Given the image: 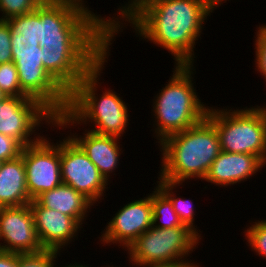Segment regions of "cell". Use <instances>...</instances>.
Instances as JSON below:
<instances>
[{
	"instance_id": "5b68a950",
	"label": "cell",
	"mask_w": 266,
	"mask_h": 267,
	"mask_svg": "<svg viewBox=\"0 0 266 267\" xmlns=\"http://www.w3.org/2000/svg\"><path fill=\"white\" fill-rule=\"evenodd\" d=\"M194 68V65H174L171 78L154 97L152 113L156 143L206 118L209 106L201 102L194 88Z\"/></svg>"
},
{
	"instance_id": "484cf974",
	"label": "cell",
	"mask_w": 266,
	"mask_h": 267,
	"mask_svg": "<svg viewBox=\"0 0 266 267\" xmlns=\"http://www.w3.org/2000/svg\"><path fill=\"white\" fill-rule=\"evenodd\" d=\"M7 21L14 33H21L22 35H36L38 23V7L31 13L12 17Z\"/></svg>"
},
{
	"instance_id": "277c9868",
	"label": "cell",
	"mask_w": 266,
	"mask_h": 267,
	"mask_svg": "<svg viewBox=\"0 0 266 267\" xmlns=\"http://www.w3.org/2000/svg\"><path fill=\"white\" fill-rule=\"evenodd\" d=\"M159 144L162 162L158 177L176 184L195 178L203 181L221 152L217 129L207 118Z\"/></svg>"
},
{
	"instance_id": "4316f807",
	"label": "cell",
	"mask_w": 266,
	"mask_h": 267,
	"mask_svg": "<svg viewBox=\"0 0 266 267\" xmlns=\"http://www.w3.org/2000/svg\"><path fill=\"white\" fill-rule=\"evenodd\" d=\"M255 37V70H257L266 82V24H259Z\"/></svg>"
},
{
	"instance_id": "d4e9b609",
	"label": "cell",
	"mask_w": 266,
	"mask_h": 267,
	"mask_svg": "<svg viewBox=\"0 0 266 267\" xmlns=\"http://www.w3.org/2000/svg\"><path fill=\"white\" fill-rule=\"evenodd\" d=\"M44 0H0V20L31 13Z\"/></svg>"
},
{
	"instance_id": "9a60e30c",
	"label": "cell",
	"mask_w": 266,
	"mask_h": 267,
	"mask_svg": "<svg viewBox=\"0 0 266 267\" xmlns=\"http://www.w3.org/2000/svg\"><path fill=\"white\" fill-rule=\"evenodd\" d=\"M264 166L266 164L258 156L221 151L203 180L216 187H229L247 181Z\"/></svg>"
},
{
	"instance_id": "ac0fdd59",
	"label": "cell",
	"mask_w": 266,
	"mask_h": 267,
	"mask_svg": "<svg viewBox=\"0 0 266 267\" xmlns=\"http://www.w3.org/2000/svg\"><path fill=\"white\" fill-rule=\"evenodd\" d=\"M36 200L45 208L56 210L75 218L83 225L94 205L73 187L61 184L56 188L45 191Z\"/></svg>"
},
{
	"instance_id": "7402d4cb",
	"label": "cell",
	"mask_w": 266,
	"mask_h": 267,
	"mask_svg": "<svg viewBox=\"0 0 266 267\" xmlns=\"http://www.w3.org/2000/svg\"><path fill=\"white\" fill-rule=\"evenodd\" d=\"M257 221V222H256ZM250 222L245 231L244 236L247 240V246L251 248V251L256 252V254L262 258L266 259V220H256Z\"/></svg>"
},
{
	"instance_id": "d6a6232c",
	"label": "cell",
	"mask_w": 266,
	"mask_h": 267,
	"mask_svg": "<svg viewBox=\"0 0 266 267\" xmlns=\"http://www.w3.org/2000/svg\"><path fill=\"white\" fill-rule=\"evenodd\" d=\"M46 1H58V2H71V3H74V4H77L79 6H81L82 8L86 9V10H89V7L86 5V2L83 1V0H46ZM85 2V3H84ZM87 6V7H86Z\"/></svg>"
},
{
	"instance_id": "9c48e42d",
	"label": "cell",
	"mask_w": 266,
	"mask_h": 267,
	"mask_svg": "<svg viewBox=\"0 0 266 267\" xmlns=\"http://www.w3.org/2000/svg\"><path fill=\"white\" fill-rule=\"evenodd\" d=\"M43 121L50 126L55 123V116L36 99L8 96L0 102V133L15 138L24 147L43 136L35 132L43 126Z\"/></svg>"
},
{
	"instance_id": "1f68e13d",
	"label": "cell",
	"mask_w": 266,
	"mask_h": 267,
	"mask_svg": "<svg viewBox=\"0 0 266 267\" xmlns=\"http://www.w3.org/2000/svg\"><path fill=\"white\" fill-rule=\"evenodd\" d=\"M193 260H188L183 263L174 264V265H164V266H157V267H201L198 263H195Z\"/></svg>"
},
{
	"instance_id": "cb8c5ba5",
	"label": "cell",
	"mask_w": 266,
	"mask_h": 267,
	"mask_svg": "<svg viewBox=\"0 0 266 267\" xmlns=\"http://www.w3.org/2000/svg\"><path fill=\"white\" fill-rule=\"evenodd\" d=\"M61 251L44 249L37 253H18V267H57L55 259Z\"/></svg>"
},
{
	"instance_id": "836d02e7",
	"label": "cell",
	"mask_w": 266,
	"mask_h": 267,
	"mask_svg": "<svg viewBox=\"0 0 266 267\" xmlns=\"http://www.w3.org/2000/svg\"><path fill=\"white\" fill-rule=\"evenodd\" d=\"M75 264V265H74ZM74 264H72V263H70L69 265H68V263L65 265V266H62V265H60L61 267H89V266H87V265H85L84 264V266H83V264H78V263H74Z\"/></svg>"
},
{
	"instance_id": "e575fe53",
	"label": "cell",
	"mask_w": 266,
	"mask_h": 267,
	"mask_svg": "<svg viewBox=\"0 0 266 267\" xmlns=\"http://www.w3.org/2000/svg\"><path fill=\"white\" fill-rule=\"evenodd\" d=\"M8 95L0 89V102L3 101Z\"/></svg>"
},
{
	"instance_id": "52a82bcc",
	"label": "cell",
	"mask_w": 266,
	"mask_h": 267,
	"mask_svg": "<svg viewBox=\"0 0 266 267\" xmlns=\"http://www.w3.org/2000/svg\"><path fill=\"white\" fill-rule=\"evenodd\" d=\"M201 240L188 227L155 228L151 226L125 251L135 267H157L188 261ZM187 257V260H186Z\"/></svg>"
},
{
	"instance_id": "7c38bea8",
	"label": "cell",
	"mask_w": 266,
	"mask_h": 267,
	"mask_svg": "<svg viewBox=\"0 0 266 267\" xmlns=\"http://www.w3.org/2000/svg\"><path fill=\"white\" fill-rule=\"evenodd\" d=\"M151 193L143 199L127 203L107 222L99 240L110 246L115 244L126 250L140 235L152 226Z\"/></svg>"
},
{
	"instance_id": "f546056e",
	"label": "cell",
	"mask_w": 266,
	"mask_h": 267,
	"mask_svg": "<svg viewBox=\"0 0 266 267\" xmlns=\"http://www.w3.org/2000/svg\"><path fill=\"white\" fill-rule=\"evenodd\" d=\"M12 29L7 20H0V64L13 62L11 51Z\"/></svg>"
},
{
	"instance_id": "ba28073f",
	"label": "cell",
	"mask_w": 266,
	"mask_h": 267,
	"mask_svg": "<svg viewBox=\"0 0 266 267\" xmlns=\"http://www.w3.org/2000/svg\"><path fill=\"white\" fill-rule=\"evenodd\" d=\"M18 71L21 90L30 98L38 100L55 117L66 112L68 93L44 69L40 52L12 53Z\"/></svg>"
},
{
	"instance_id": "e0dca14e",
	"label": "cell",
	"mask_w": 266,
	"mask_h": 267,
	"mask_svg": "<svg viewBox=\"0 0 266 267\" xmlns=\"http://www.w3.org/2000/svg\"><path fill=\"white\" fill-rule=\"evenodd\" d=\"M31 201L23 157L4 161L0 168V207L22 206Z\"/></svg>"
},
{
	"instance_id": "ffe728a7",
	"label": "cell",
	"mask_w": 266,
	"mask_h": 267,
	"mask_svg": "<svg viewBox=\"0 0 266 267\" xmlns=\"http://www.w3.org/2000/svg\"><path fill=\"white\" fill-rule=\"evenodd\" d=\"M159 181H157V187L170 199L173 205L174 211L179 216L180 221L183 225L187 226L190 230H192L200 239L201 234L200 230L195 226L194 220L196 215L194 212L195 207H193V202L189 199H186L182 196H176L175 190L176 187H179L182 184L171 183L165 180H162L158 177ZM174 190V191H173ZM182 197V198H181ZM196 227V228H195ZM198 229V230H197Z\"/></svg>"
},
{
	"instance_id": "4fadbf2b",
	"label": "cell",
	"mask_w": 266,
	"mask_h": 267,
	"mask_svg": "<svg viewBox=\"0 0 266 267\" xmlns=\"http://www.w3.org/2000/svg\"><path fill=\"white\" fill-rule=\"evenodd\" d=\"M0 250L37 253L44 248L38 238L30 204L0 207Z\"/></svg>"
},
{
	"instance_id": "2e32d148",
	"label": "cell",
	"mask_w": 266,
	"mask_h": 267,
	"mask_svg": "<svg viewBox=\"0 0 266 267\" xmlns=\"http://www.w3.org/2000/svg\"><path fill=\"white\" fill-rule=\"evenodd\" d=\"M69 136L86 153L105 180L110 182L109 180L112 178L110 175L120 165V156L123 154V148L120 147V142H118L120 138L99 135L90 131L89 128L85 130L83 136L79 134L75 135L74 133H69Z\"/></svg>"
},
{
	"instance_id": "6da1fadb",
	"label": "cell",
	"mask_w": 266,
	"mask_h": 267,
	"mask_svg": "<svg viewBox=\"0 0 266 267\" xmlns=\"http://www.w3.org/2000/svg\"><path fill=\"white\" fill-rule=\"evenodd\" d=\"M102 22L103 16L71 2L44 0L38 6L42 64L67 93L111 51Z\"/></svg>"
},
{
	"instance_id": "3957f363",
	"label": "cell",
	"mask_w": 266,
	"mask_h": 267,
	"mask_svg": "<svg viewBox=\"0 0 266 267\" xmlns=\"http://www.w3.org/2000/svg\"><path fill=\"white\" fill-rule=\"evenodd\" d=\"M110 55L109 53L68 93L66 112L57 115L55 123L51 127L62 130L64 128L69 129L72 125L74 128L79 124H85L84 126L93 124V129L90 131L99 135L115 136L122 139L121 137L129 124L128 105L122 97L118 96L116 91L114 92L110 88L102 91L103 93L99 96L97 94V89L101 86L99 80L105 68L106 59Z\"/></svg>"
},
{
	"instance_id": "603a6c76",
	"label": "cell",
	"mask_w": 266,
	"mask_h": 267,
	"mask_svg": "<svg viewBox=\"0 0 266 267\" xmlns=\"http://www.w3.org/2000/svg\"><path fill=\"white\" fill-rule=\"evenodd\" d=\"M0 89L8 96H27L21 90L14 62L0 64Z\"/></svg>"
},
{
	"instance_id": "5bb4252c",
	"label": "cell",
	"mask_w": 266,
	"mask_h": 267,
	"mask_svg": "<svg viewBox=\"0 0 266 267\" xmlns=\"http://www.w3.org/2000/svg\"><path fill=\"white\" fill-rule=\"evenodd\" d=\"M34 225L44 249H61L72 243L83 227L75 218L43 207L36 199L30 203Z\"/></svg>"
},
{
	"instance_id": "44dd1931",
	"label": "cell",
	"mask_w": 266,
	"mask_h": 267,
	"mask_svg": "<svg viewBox=\"0 0 266 267\" xmlns=\"http://www.w3.org/2000/svg\"><path fill=\"white\" fill-rule=\"evenodd\" d=\"M151 193L153 208L152 226L155 228L187 227L182 224L179 216L173 209L170 199L156 186Z\"/></svg>"
},
{
	"instance_id": "83f0119b",
	"label": "cell",
	"mask_w": 266,
	"mask_h": 267,
	"mask_svg": "<svg viewBox=\"0 0 266 267\" xmlns=\"http://www.w3.org/2000/svg\"><path fill=\"white\" fill-rule=\"evenodd\" d=\"M11 51L12 53L40 52L38 35H22L12 31Z\"/></svg>"
},
{
	"instance_id": "7a4b0ae2",
	"label": "cell",
	"mask_w": 266,
	"mask_h": 267,
	"mask_svg": "<svg viewBox=\"0 0 266 267\" xmlns=\"http://www.w3.org/2000/svg\"><path fill=\"white\" fill-rule=\"evenodd\" d=\"M226 1L161 0L141 12L130 26L141 39L168 50L175 65H193L195 41L201 36L204 22Z\"/></svg>"
},
{
	"instance_id": "8992f818",
	"label": "cell",
	"mask_w": 266,
	"mask_h": 267,
	"mask_svg": "<svg viewBox=\"0 0 266 267\" xmlns=\"http://www.w3.org/2000/svg\"><path fill=\"white\" fill-rule=\"evenodd\" d=\"M218 108L209 107L206 118L217 129L221 151L252 154L266 164V105Z\"/></svg>"
},
{
	"instance_id": "d6986e66",
	"label": "cell",
	"mask_w": 266,
	"mask_h": 267,
	"mask_svg": "<svg viewBox=\"0 0 266 267\" xmlns=\"http://www.w3.org/2000/svg\"><path fill=\"white\" fill-rule=\"evenodd\" d=\"M161 0H129L128 3L117 10V16L103 17L102 26L107 36L115 41V35L125 29L124 25L131 23L141 12H143L150 5ZM120 16V17H119ZM123 22V23H122ZM128 22V23H125ZM123 28V29H121Z\"/></svg>"
},
{
	"instance_id": "30bf717a",
	"label": "cell",
	"mask_w": 266,
	"mask_h": 267,
	"mask_svg": "<svg viewBox=\"0 0 266 267\" xmlns=\"http://www.w3.org/2000/svg\"><path fill=\"white\" fill-rule=\"evenodd\" d=\"M63 140V141H62ZM60 140L62 183L73 187L93 205L104 199L108 183L81 147L68 135Z\"/></svg>"
},
{
	"instance_id": "8fae6325",
	"label": "cell",
	"mask_w": 266,
	"mask_h": 267,
	"mask_svg": "<svg viewBox=\"0 0 266 267\" xmlns=\"http://www.w3.org/2000/svg\"><path fill=\"white\" fill-rule=\"evenodd\" d=\"M49 139L42 136L37 142L25 146L21 153L27 190L32 200L62 184L60 141L54 144Z\"/></svg>"
},
{
	"instance_id": "4dcf8cb0",
	"label": "cell",
	"mask_w": 266,
	"mask_h": 267,
	"mask_svg": "<svg viewBox=\"0 0 266 267\" xmlns=\"http://www.w3.org/2000/svg\"><path fill=\"white\" fill-rule=\"evenodd\" d=\"M0 267H18V253L0 250Z\"/></svg>"
},
{
	"instance_id": "f1b7e54d",
	"label": "cell",
	"mask_w": 266,
	"mask_h": 267,
	"mask_svg": "<svg viewBox=\"0 0 266 267\" xmlns=\"http://www.w3.org/2000/svg\"><path fill=\"white\" fill-rule=\"evenodd\" d=\"M24 146L15 138L0 133V161H8L21 155Z\"/></svg>"
}]
</instances>
